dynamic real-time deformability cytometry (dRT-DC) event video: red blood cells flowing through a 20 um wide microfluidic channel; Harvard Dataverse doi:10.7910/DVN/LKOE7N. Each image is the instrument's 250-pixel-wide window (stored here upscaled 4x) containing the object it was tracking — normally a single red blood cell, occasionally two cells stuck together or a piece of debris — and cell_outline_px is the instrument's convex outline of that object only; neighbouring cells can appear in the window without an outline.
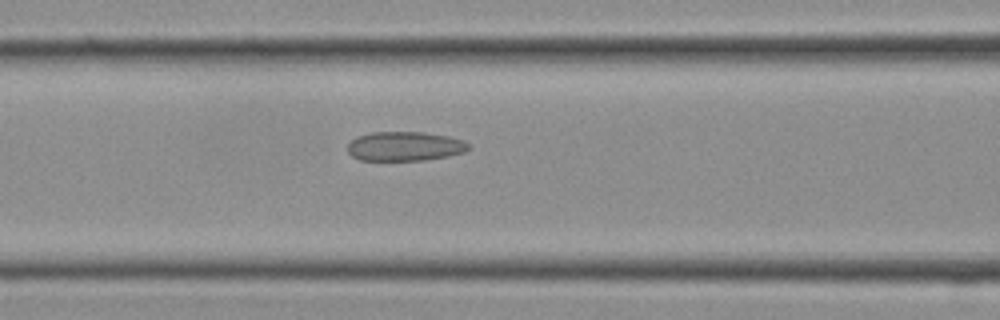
{"species": "Egyptian fruit bat (a non-hibernating species)", "species_latin": "Rousettus aegyptiacus", "temperature_condition": "cold", "stored_images_in_passage": 13, "camera_frame_rate_fps": 3000, "um_per_image_px": 0.085, "frame": {"image": 1, "passage_image": 11, "time_ms": 3.333, "image_size_px": [1000, 320], "cell_outline_px": [[472, 148], [464, 152], [448, 156], [424, 160], [360, 160], [352, 156], [348, 152], [348, 144], [356, 136], [372, 132], [424, 132], [448, 136], [464, 140]], "centroid_in_image_um": [34.42, 12.43], "position_along_channel_um": 132.2, "area_um2": 20.75}}
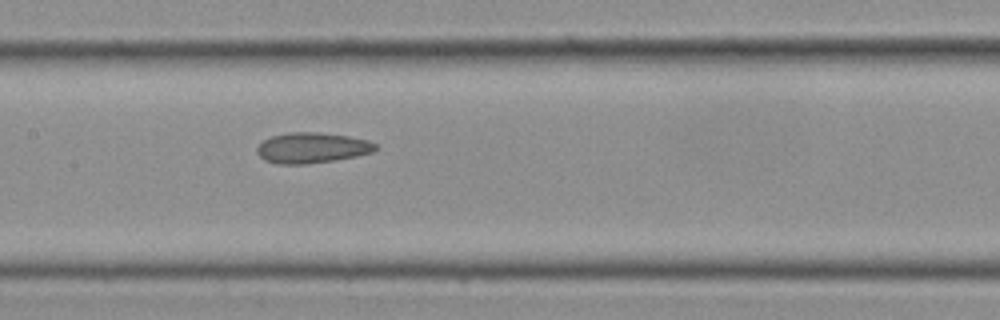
{"frame": {"image": 2, "passage_image": 13, "time_ms": 4.0, "image_size_px": [1000, 320], "cell_outline_px": [[380, 148], [372, 152], [356, 156], [336, 160], [308, 164], [276, 164], [264, 160], [256, 152], [256, 148], [264, 140], [272, 136], [288, 132], [320, 132], [348, 136], [368, 140], [376, 144]], "centroid_in_image_um": [26.53, 12.57], "position_along_channel_um": 180.9, "area_um2": 21.27}}